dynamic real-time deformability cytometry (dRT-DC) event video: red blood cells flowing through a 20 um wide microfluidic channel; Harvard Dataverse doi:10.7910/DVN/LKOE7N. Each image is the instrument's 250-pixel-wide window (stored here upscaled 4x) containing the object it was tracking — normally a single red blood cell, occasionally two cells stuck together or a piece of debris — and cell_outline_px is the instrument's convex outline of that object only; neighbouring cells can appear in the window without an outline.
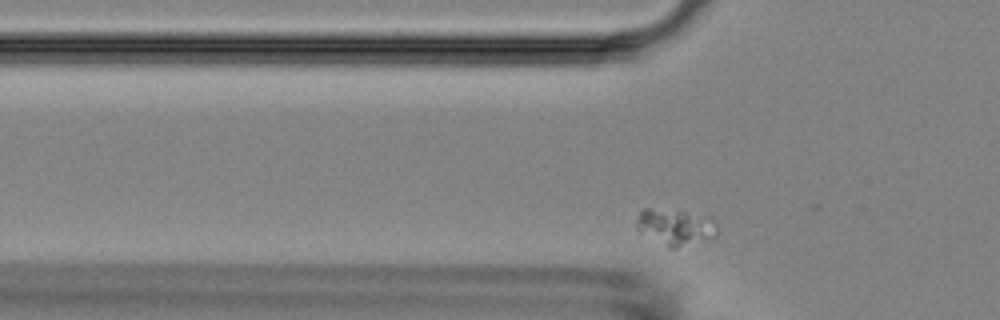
{"species": "Egyptian fruit bat (a non-hibernating species)", "species_latin": "Rousettus aegyptiacus", "temperature_condition": "room temperature", "stored_images_in_passage": 38, "camera_frame_rate_fps": 3000, "um_per_image_px": 0.085, "animal": {"sex": "female"}, "frame": {"image": 1, "passage_image": 7, "time_ms": 2.0, "image_size_px": [1000, 320], "cell_outline_px": [[716, 236], [676, 248], [668, 248], [640, 232], [636, 228], [636, 220], [640, 212], [644, 208], [648, 208], [688, 212], [708, 216], [716, 224]], "centroid_in_image_um": [57.37, 19.29], "position_along_channel_um": 68.4, "area_um2": 16.82}}
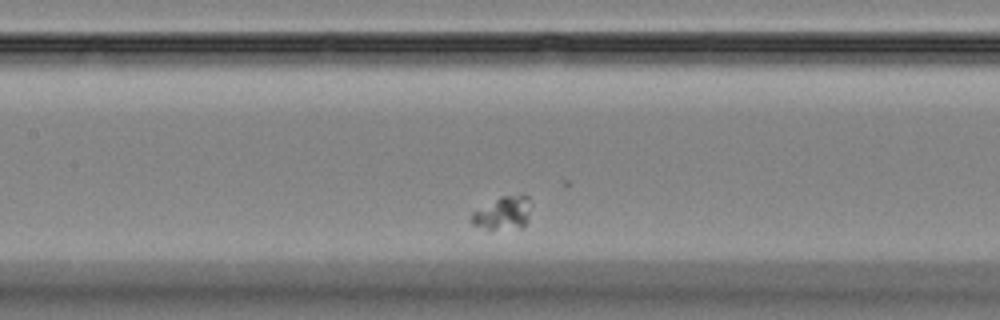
{"frame": {"image": 2, "passage_image": 16, "time_ms": 5.0, "image_size_px": [1000, 320], "cell_outline_px": [[532, 204], [528, 220], [520, 228], [488, 228], [472, 224], [472, 212], [500, 196], [528, 196], [532, 200]], "centroid_in_image_um": [42.81, 18.08], "position_along_channel_um": 164.6, "area_um2": 11.27}}
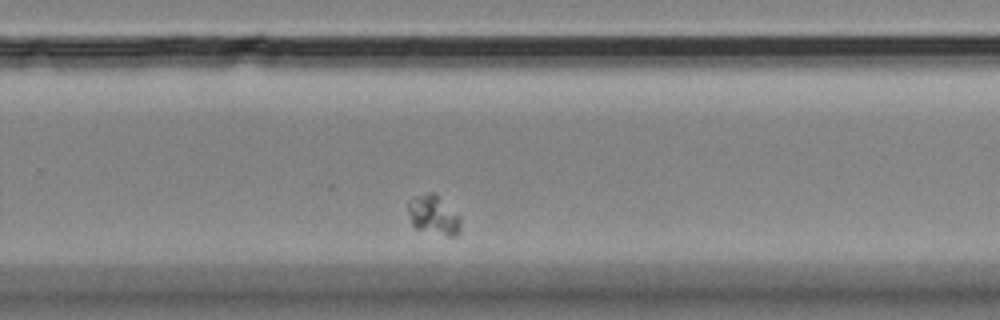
{"frame": {"image": 3, "passage_image": 28, "time_ms": 9.0, "image_size_px": [1000, 320], "cell_outline_px": [[460, 232], [456, 236], [448, 236], [416, 228], [412, 224], [408, 212], [408, 200], [416, 196], [428, 192], [436, 192], [460, 216]], "centroid_in_image_um": [36.87, 18.25], "position_along_channel_um": 292.9, "area_um2": 12.14}}